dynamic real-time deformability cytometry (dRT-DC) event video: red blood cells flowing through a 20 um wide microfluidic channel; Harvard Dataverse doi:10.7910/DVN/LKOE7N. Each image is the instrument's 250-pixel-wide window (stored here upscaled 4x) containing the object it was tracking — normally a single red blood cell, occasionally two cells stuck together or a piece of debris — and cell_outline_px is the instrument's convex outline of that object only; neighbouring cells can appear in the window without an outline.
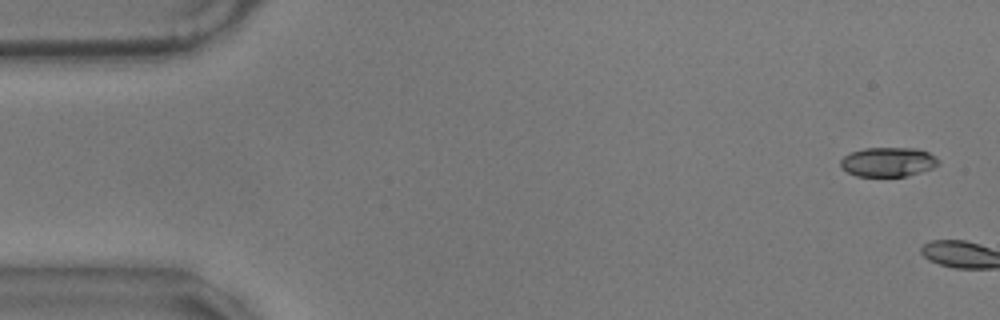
{"species": "common noctule bat (a hibernating species)", "species_latin": "Nyctalus noctula", "temperature_condition": "warm", "stored_images_in_passage": 5, "camera_frame_rate_fps": 3000, "um_per_image_px": 0.085, "animal": {"sex": "male", "body_mass_g": 17.9}, "frame": {"image": 1, "passage_image": 3, "time_ms": 0.667, "image_size_px": [1000, 320], "cell_outline_px": [[940, 160], [932, 168], [908, 176], [856, 176], [840, 168], [840, 160], [844, 156], [852, 152], [864, 148], [916, 148], [928, 152], [936, 156]], "centroid_in_image_um": [75.47, 13.76], "position_along_channel_um": 9.5, "area_um2": 16.76}}